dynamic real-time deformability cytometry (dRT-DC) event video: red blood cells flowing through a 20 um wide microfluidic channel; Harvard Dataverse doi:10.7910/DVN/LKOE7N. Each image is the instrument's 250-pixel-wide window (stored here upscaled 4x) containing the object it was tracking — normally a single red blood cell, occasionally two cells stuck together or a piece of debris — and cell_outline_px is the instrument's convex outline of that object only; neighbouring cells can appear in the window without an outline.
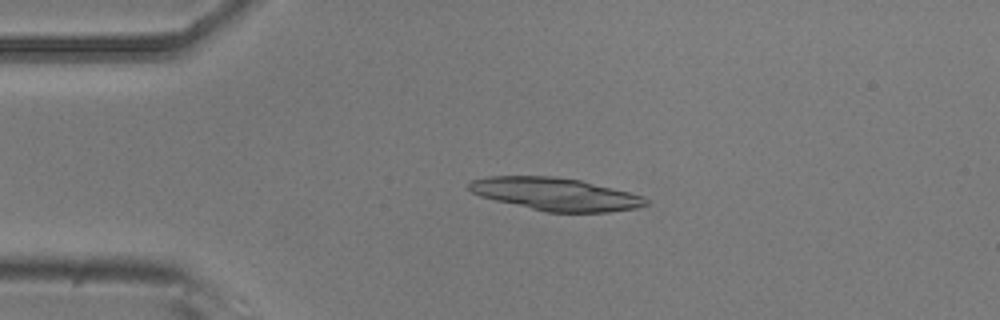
{"species": "common noctule bat (a hibernating species)", "species_latin": "Nyctalus noctula", "temperature_condition": "room temperature", "stored_images_in_passage": 14, "camera_frame_rate_fps": 3000, "um_per_image_px": 0.085, "animal": {"sex": "male", "body_mass_g": 20.5, "forearm_length_mm": 52.5}, "frame": {"image": 1, "passage_image": 11, "time_ms": 3.333, "image_size_px": [1000, 320], "cell_outline_px": [[648, 204], [636, 208], [608, 212], [544, 212], [480, 196], [472, 192], [468, 188], [468, 184], [472, 180], [488, 176], [556, 176], [580, 180], [644, 196], [648, 200]], "centroid_in_image_um": [47.21, 16.5], "position_along_channel_um": 37.8, "area_um2": 33.58}}